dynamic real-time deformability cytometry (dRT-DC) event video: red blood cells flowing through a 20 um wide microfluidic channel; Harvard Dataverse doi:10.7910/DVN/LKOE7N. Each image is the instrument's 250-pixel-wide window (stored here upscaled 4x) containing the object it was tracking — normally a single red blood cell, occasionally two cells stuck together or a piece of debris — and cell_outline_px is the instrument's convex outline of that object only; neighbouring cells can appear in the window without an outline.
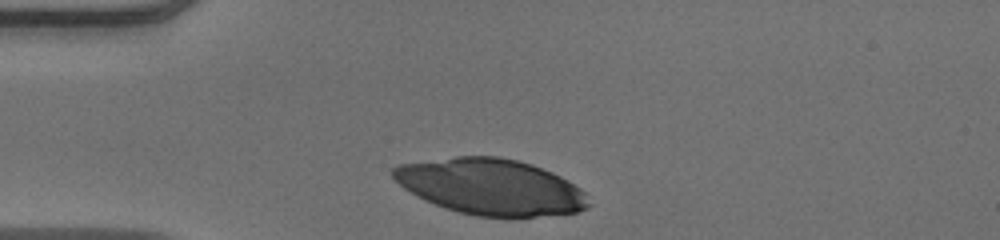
{"species": "human", "species_latin": "Homo sapiens", "temperature_condition": "warm", "stored_images_in_passage": 30, "camera_frame_rate_fps": 3000, "um_per_image_px": 0.085, "donor": {"sex": "male"}, "frame": {"image": 1, "passage_image": 1, "time_ms": 0.0, "image_size_px": [1000, 240], "cell_outline_px": [[592, 204], [588, 208], [576, 212], [536, 216], [476, 216], [444, 208], [424, 200], [404, 188], [392, 176], [392, 168], [400, 164], [456, 156], [496, 156], [516, 160], [532, 164], [552, 172], [560, 176], [580, 188], [584, 192]], "centroid_in_image_um": [41.72, 15.87], "position_along_channel_um": 43.3, "area_um2": 63.41}}